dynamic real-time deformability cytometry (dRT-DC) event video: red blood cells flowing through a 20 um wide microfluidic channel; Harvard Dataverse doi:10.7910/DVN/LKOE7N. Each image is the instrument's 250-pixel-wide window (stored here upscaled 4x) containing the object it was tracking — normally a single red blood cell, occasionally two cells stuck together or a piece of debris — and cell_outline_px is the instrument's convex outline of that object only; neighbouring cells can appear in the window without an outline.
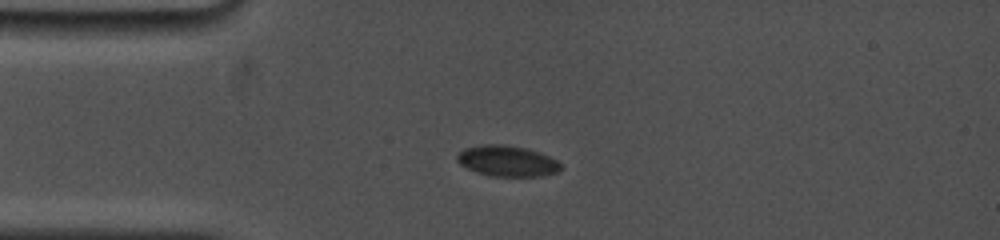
{"species": "common noctule bat (a hibernating species)", "species_latin": "Nyctalus noctula", "temperature_condition": "cold", "stored_images_in_passage": 5, "camera_frame_rate_fps": 5000, "um_per_image_px": 0.085, "animal": {"sex": "female", "body_mass_g": 19.0, "forearm_length_mm": 53.3}, "frame": {"image": 1, "passage_image": 4, "time_ms": 2.4, "image_size_px": [1000, 240], "cell_outline_px": [[564, 168], [556, 172], [540, 176], [492, 176], [468, 168], [460, 164], [456, 160], [456, 156], [464, 148], [484, 144], [504, 144], [528, 148], [540, 152], [556, 160]], "centroid_in_image_um": [43.13, 13.67], "position_along_channel_um": 41.9, "area_um2": 18.55}}